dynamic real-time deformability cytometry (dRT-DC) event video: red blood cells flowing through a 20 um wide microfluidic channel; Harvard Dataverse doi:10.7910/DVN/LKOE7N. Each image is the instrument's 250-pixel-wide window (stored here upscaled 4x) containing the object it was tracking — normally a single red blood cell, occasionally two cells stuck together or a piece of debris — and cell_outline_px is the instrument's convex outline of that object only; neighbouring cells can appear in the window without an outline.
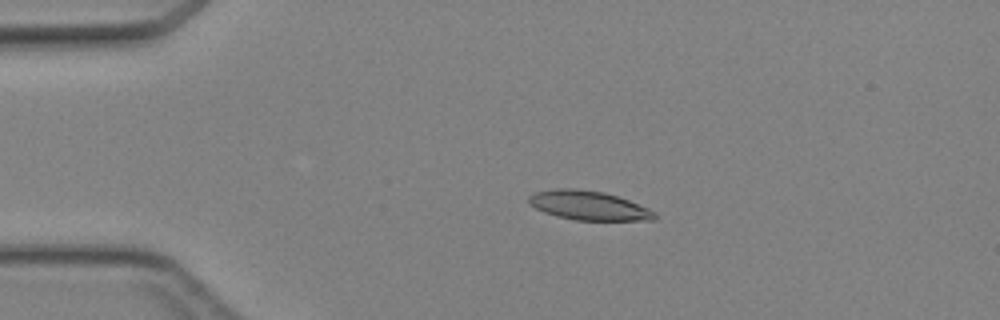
{"species": "Egyptian fruit bat (a non-hibernating species)", "species_latin": "Rousettus aegyptiacus", "temperature_condition": "cold", "stored_images_in_passage": 47, "camera_frame_rate_fps": 3000, "um_per_image_px": 0.085, "animal": {"sex": "female"}, "frame": {"image": 1, "passage_image": 11, "time_ms": 3.333, "image_size_px": [1000, 320], "cell_outline_px": [[656, 220], [576, 220], [556, 216], [544, 212], [528, 204], [528, 196], [536, 192], [556, 188], [576, 188], [604, 192], [628, 200], [648, 208], [656, 212]], "centroid_in_image_um": [50.01, 17.46], "position_along_channel_um": 35.0, "area_um2": 21.39}}
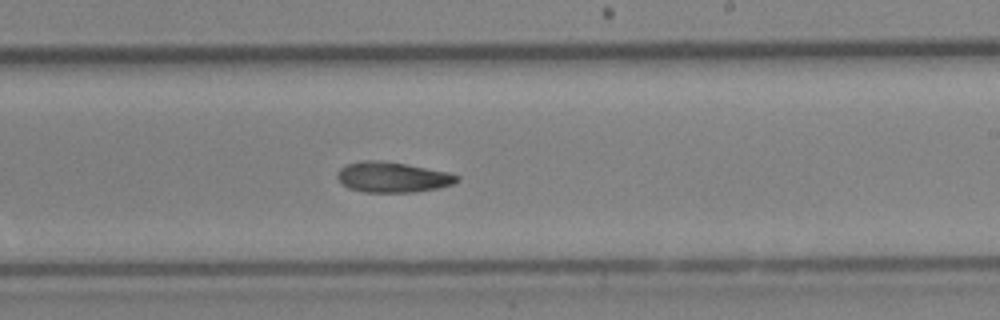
{"frame": {"image": 2, "passage_image": 29, "time_ms": 9.333, "image_size_px": [1000, 320], "cell_outline_px": [[460, 180], [452, 184], [436, 188], [412, 192], [364, 192], [348, 188], [340, 184], [336, 176], [336, 172], [340, 168], [348, 164], [364, 160], [380, 160], [408, 164], [448, 172], [460, 176]], "centroid_in_image_um": [33.33, 15.05], "position_along_channel_um": 255.7, "area_um2": 21.33}}
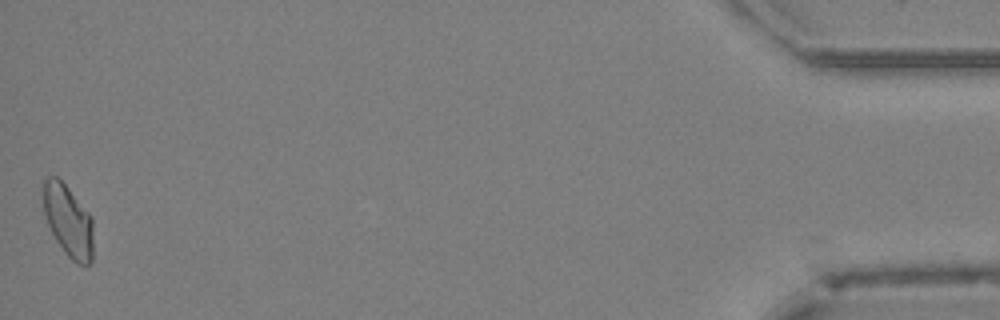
{"frame": {"image": 3, "passage_image": 47, "time_ms": 15.333, "image_size_px": [1000, 320], "cell_outline_px": [[92, 260], [88, 264], [76, 264], [64, 252], [56, 240], [48, 224], [44, 212], [44, 180], [48, 176], [56, 176], [68, 188], [92, 216]], "centroid_in_image_um": [5.81, 18.78], "position_along_channel_um": 429.4, "area_um2": 20.63}}